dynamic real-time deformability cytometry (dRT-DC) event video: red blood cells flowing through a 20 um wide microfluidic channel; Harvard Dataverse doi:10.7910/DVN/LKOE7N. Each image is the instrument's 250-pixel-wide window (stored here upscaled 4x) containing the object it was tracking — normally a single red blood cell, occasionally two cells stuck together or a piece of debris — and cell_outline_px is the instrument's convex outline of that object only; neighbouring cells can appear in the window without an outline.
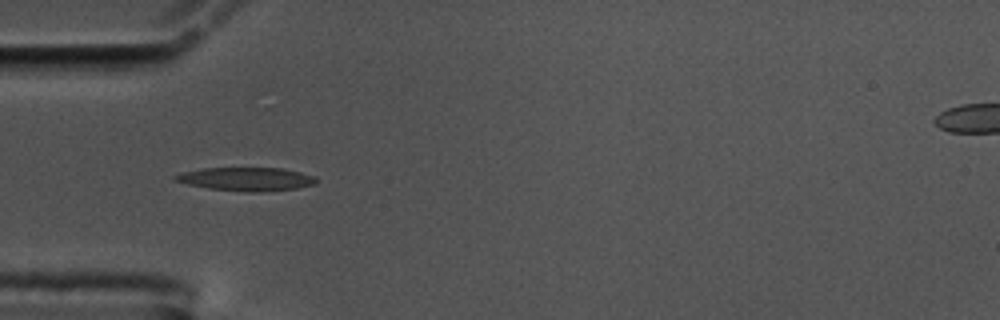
{"species": "common noctule bat (a hibernating species)", "species_latin": "Nyctalus noctula", "temperature_condition": "cold", "stored_images_in_passage": 40, "camera_frame_rate_fps": 3000, "um_per_image_px": 0.085, "animal": {"sex": "male", "body_mass_g": 17.5, "forearm_length_mm": 52.3}, "frame": {"image": 1, "passage_image": 1, "time_ms": 0.0, "image_size_px": [1000, 320], "cell_outline_px": [[316, 184], [296, 188], [256, 192], [248, 192], [208, 188], [188, 184], [172, 180], [172, 176], [184, 172], [204, 168], [284, 168], [316, 176]], "centroid_in_image_um": [20.94, 15.21], "position_along_channel_um": 64.1, "area_um2": 19.19}}
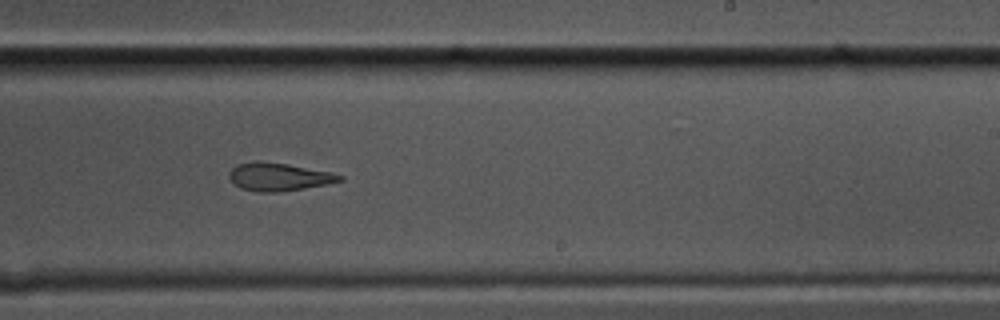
{"frame": {"image": 2, "passage_image": 18, "time_ms": 5.667, "image_size_px": [1000, 320], "cell_outline_px": [[344, 180], [328, 184], [276, 192], [256, 192], [240, 188], [232, 184], [228, 176], [228, 172], [236, 164], [256, 160], [260, 160], [288, 164], [328, 172], [344, 176]], "centroid_in_image_um": [23.61, 15.02], "position_along_channel_um": 265.4, "area_um2": 18.15}}
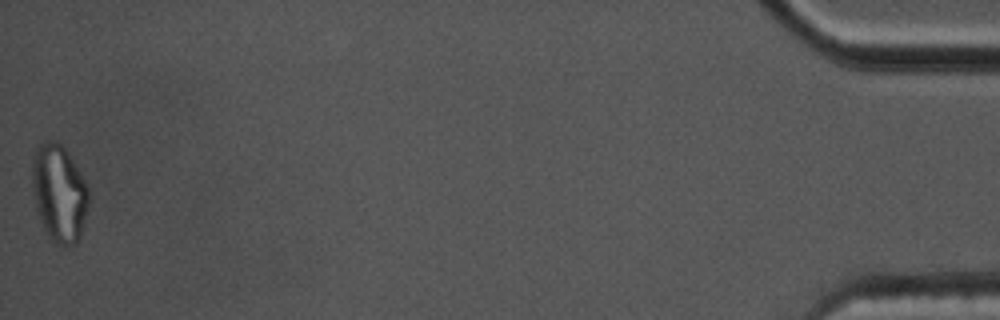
{"frame": {"image": 3, "passage_image": 40, "time_ms": 13.0, "image_size_px": [1000, 320], "cell_outline_px": [[88, 204], [80, 240], [76, 244], [56, 244], [48, 236], [36, 212], [32, 188], [32, 160], [36, 148], [44, 140], [56, 140], [68, 152], [88, 184]], "centroid_in_image_um": [5.02, 16.4], "position_along_channel_um": 430.2, "area_um2": 32.31}, "authors_computed_cell_mechanics": {"area_um2": 18.6405, "velocity_mm_per_s": 3.5667, "shape_relaxation_time_tau1_ms": null, "shape_relaxation_time_tau2_ms": 9.3968, "deformation_change_tau1": null, "deformation_change_tau2": 0.1925}}